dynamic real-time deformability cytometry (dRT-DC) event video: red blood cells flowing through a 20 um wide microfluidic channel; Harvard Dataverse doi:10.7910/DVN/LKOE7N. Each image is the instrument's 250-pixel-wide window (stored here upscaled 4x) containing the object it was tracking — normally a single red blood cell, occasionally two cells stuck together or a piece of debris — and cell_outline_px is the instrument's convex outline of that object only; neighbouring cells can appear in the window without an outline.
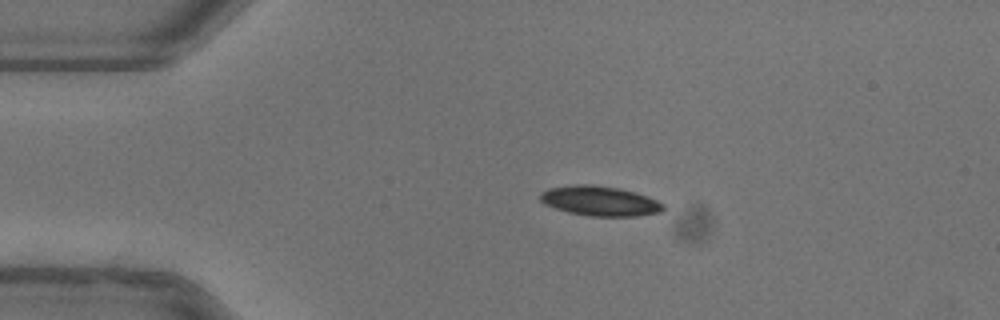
{"species": "common noctule bat (a hibernating species)", "species_latin": "Nyctalus noctula", "temperature_condition": "warm", "stored_images_in_passage": 36, "camera_frame_rate_fps": 3000, "um_per_image_px": 0.085, "animal": {"sex": "female"}, "frame": {"image": 1, "passage_image": 1, "time_ms": 0.0, "image_size_px": [1000, 320], "cell_outline_px": [[664, 208], [660, 212], [636, 216], [588, 216], [568, 212], [544, 204], [540, 200], [540, 192], [548, 188], [576, 184], [588, 184], [620, 188], [648, 196], [664, 204]], "centroid_in_image_um": [50.97, 17.08], "position_along_channel_um": 34.0, "area_um2": 21.39}}
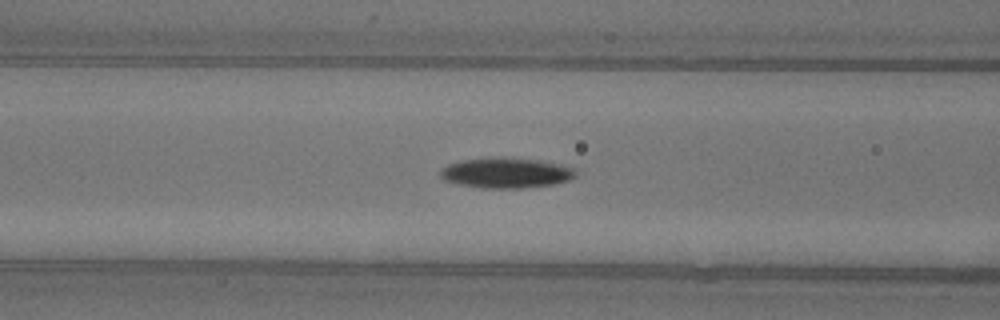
{"frame": {"image": 2, "passage_image": 11, "time_ms": 3.333, "image_size_px": [1000, 320], "cell_outline_px": [[576, 176], [568, 180], [552, 184], [520, 188], [480, 188], [460, 184], [444, 180], [440, 176], [440, 168], [448, 164], [464, 160], [492, 156], [504, 156], [540, 160], [560, 164], [576, 168]], "centroid_in_image_um": [43.01, 14.67], "position_along_channel_um": 123.6, "area_um2": 24.22}}
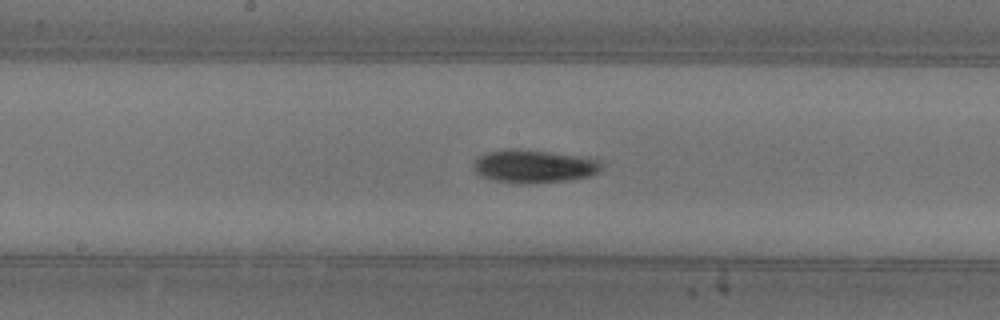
{"frame": {"image": 3, "passage_image": 17, "time_ms": 5.333, "image_size_px": [1000, 320], "cell_outline_px": [[604, 164], [600, 172], [588, 176], [572, 180], [528, 184], [520, 184], [496, 180], [480, 176], [476, 172], [476, 160], [480, 156], [488, 152], [508, 148], [520, 148], [576, 156], [600, 160]], "centroid_in_image_um": [45.43, 14.14], "position_along_channel_um": 202.8, "area_um2": 24.62}, "authors_computed_cell_mechanics": {"area_um2": 23.1778, "velocity_mm_per_s": 3.9558, "shape_relaxation_time_tau1_ms": 3.6429, "shape_relaxation_time_tau2_ms": null, "deformation_change_tau1": 0.1264, "deformation_change_tau2": null}}